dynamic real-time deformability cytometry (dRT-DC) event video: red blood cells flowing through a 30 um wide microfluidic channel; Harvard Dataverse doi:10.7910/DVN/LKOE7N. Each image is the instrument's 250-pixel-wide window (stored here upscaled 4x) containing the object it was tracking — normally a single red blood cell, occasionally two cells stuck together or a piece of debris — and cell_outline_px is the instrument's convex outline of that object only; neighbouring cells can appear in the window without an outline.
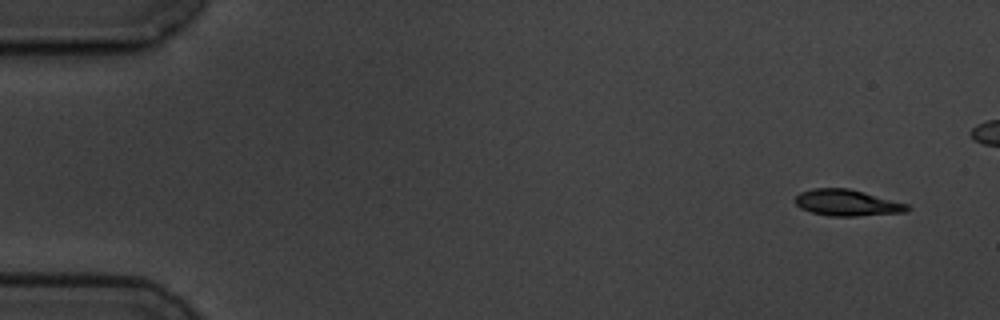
{"species": "common noctule bat (a hibernating species)", "species_latin": "Nyctalus noctula", "temperature_condition": "cold", "stored_images_in_passage": 8, "segment_of_instrument_passage": [1, 2], "camera_frame_rate_fps": 3000, "um_per_image_px": 0.085, "animal": {"sex": "male", "body_mass_g": 19.5, "forearm_length_mm": 54.6}, "frame": {"image": 1, "passage_image": 1, "time_ms": 0.0, "image_size_px": [1000, 320], "cell_outline_px": [[912, 208], [908, 212], [856, 216], [828, 216], [812, 212], [800, 208], [796, 204], [796, 196], [800, 192], [812, 188], [848, 188], [864, 192], [908, 204]], "centroid_in_image_um": [72.02, 17.24], "position_along_channel_um": 13.0, "area_um2": 17.22}}
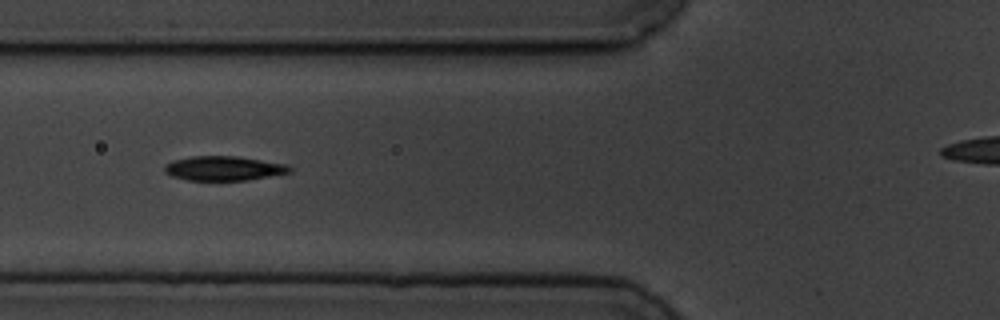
{"frame": {"image": 2, "passage_image": 6, "time_ms": 6.0, "image_size_px": [1000, 320], "cell_outline_px": [[292, 172], [248, 180], [188, 180], [172, 176], [164, 172], [164, 164], [172, 160], [192, 156], [236, 156], [284, 164], [292, 168]], "centroid_in_image_um": [18.97, 14.31], "position_along_channel_um": 106.8, "area_um2": 17.74}}
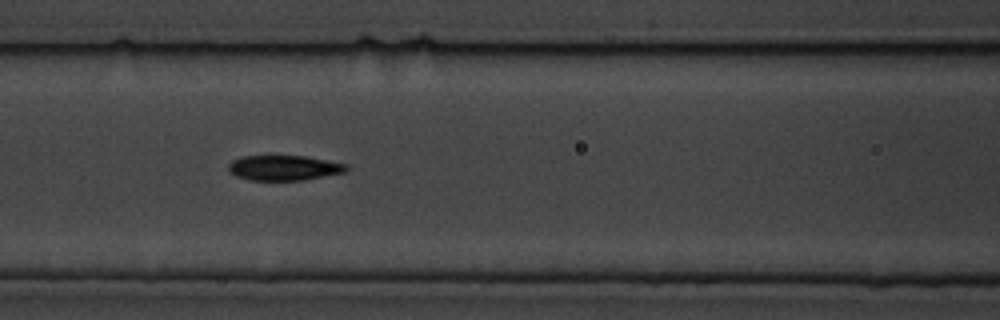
{"frame": {"image": 3, "passage_image": 7, "time_ms": 7.0, "image_size_px": [1000, 320], "cell_outline_px": [[352, 168], [348, 172], [304, 180], [252, 180], [236, 176], [228, 172], [228, 164], [232, 160], [240, 156], [304, 156], [348, 164]], "centroid_in_image_um": [24.18, 14.27], "position_along_channel_um": 142.4, "area_um2": 17.51}}